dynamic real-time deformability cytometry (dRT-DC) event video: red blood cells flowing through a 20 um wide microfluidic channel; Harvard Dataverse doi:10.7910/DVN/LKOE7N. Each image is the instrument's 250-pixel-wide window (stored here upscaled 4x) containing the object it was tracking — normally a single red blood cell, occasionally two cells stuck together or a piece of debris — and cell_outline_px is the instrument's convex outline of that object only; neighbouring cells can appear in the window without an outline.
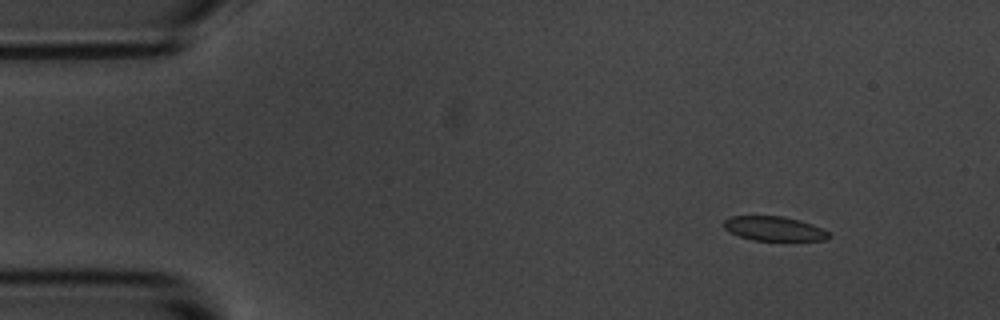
{"species": "common noctule bat (a hibernating species)", "species_latin": "Nyctalus noctula", "temperature_condition": "room temperature", "stored_images_in_passage": 9, "camera_frame_rate_fps": 3000, "um_per_image_px": 0.085, "animal": {"sex": "male", "body_mass_g": 20.1, "forearm_length_mm": 53.5}, "frame": {"image": 1, "passage_image": 1, "time_ms": 0.0, "image_size_px": [1000, 320], "cell_outline_px": [[828, 236], [824, 240], [752, 240], [728, 232], [724, 228], [724, 220], [728, 216], [784, 216], [800, 220], [812, 224], [828, 232]], "centroid_in_image_um": [65.73, 19.42], "position_along_channel_um": 19.3, "area_um2": 14.8}}
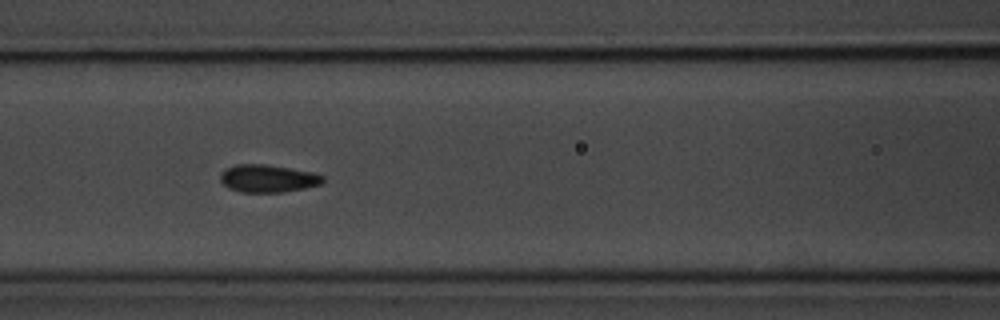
{"frame": {"image": 2, "passage_image": 6, "time_ms": 5.667, "image_size_px": [1000, 320], "cell_outline_px": [[324, 180], [320, 184], [304, 188], [280, 192], [240, 192], [228, 188], [220, 180], [220, 172], [224, 168], [236, 164], [264, 164], [312, 172], [324, 176]], "centroid_in_image_um": [22.71, 15.16], "position_along_channel_um": 143.9, "area_um2": 16.47}}
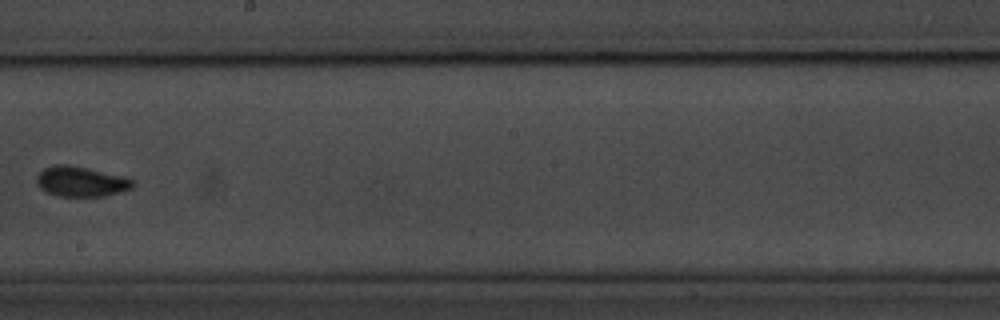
{"frame": {"image": 3, "passage_image": 8, "time_ms": 8.333, "image_size_px": [1000, 320], "cell_outline_px": [[136, 184], [132, 188], [120, 192], [104, 196], [56, 196], [44, 192], [36, 184], [36, 176], [44, 168], [52, 164], [68, 164], [88, 168], [124, 176], [136, 180]], "centroid_in_image_um": [6.88, 15.42], "position_along_channel_um": 241.3, "area_um2": 17.28}}